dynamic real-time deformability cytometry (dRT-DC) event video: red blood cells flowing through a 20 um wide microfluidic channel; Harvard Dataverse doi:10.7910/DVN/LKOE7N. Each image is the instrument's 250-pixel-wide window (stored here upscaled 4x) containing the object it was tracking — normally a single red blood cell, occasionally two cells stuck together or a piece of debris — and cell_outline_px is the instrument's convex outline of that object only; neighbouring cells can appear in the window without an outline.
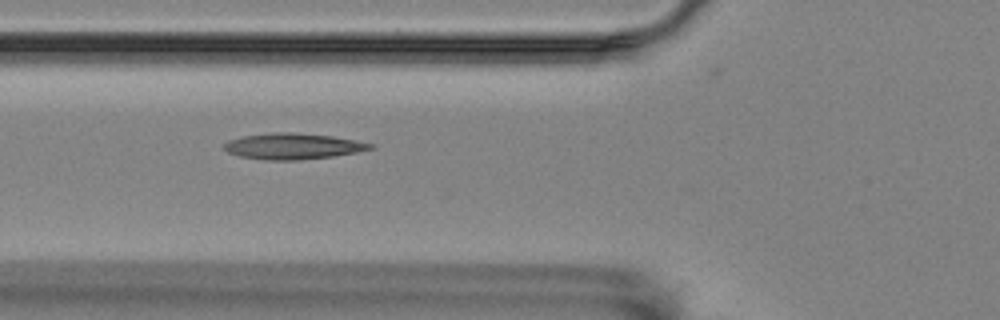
{"species": "Egyptian fruit bat (a non-hibernating species)", "species_latin": "Rousettus aegyptiacus", "temperature_condition": "room temperature", "stored_images_in_passage": 36, "camera_frame_rate_fps": 3000, "um_per_image_px": 0.085, "animal": {"sex": "female"}, "frame": {"image": 1, "passage_image": 3, "time_ms": 0.667, "image_size_px": [1000, 320], "cell_outline_px": [[376, 148], [356, 152], [332, 156], [300, 160], [264, 160], [240, 156], [228, 152], [224, 148], [224, 144], [228, 140], [244, 136], [272, 132], [292, 132], [332, 136], [356, 140], [372, 144]], "centroid_in_image_um": [24.9, 12.43], "position_along_channel_um": 100.9, "area_um2": 22.08}}
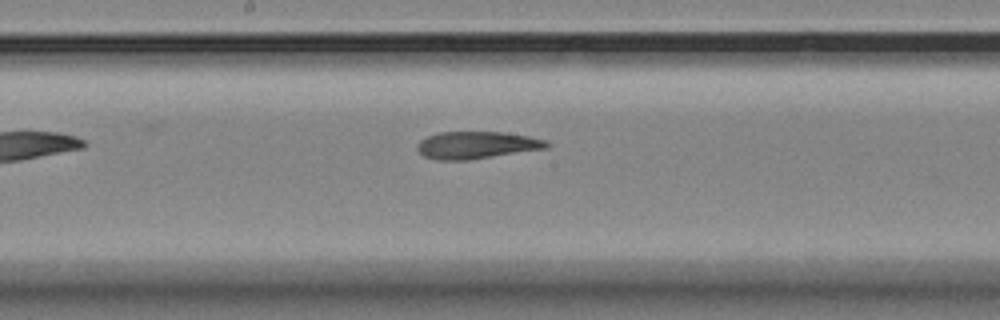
{"frame": {"image": 2, "passage_image": 12, "time_ms": 3.667, "image_size_px": [1000, 320], "cell_outline_px": [[548, 148], [468, 160], [436, 160], [424, 156], [416, 148], [416, 144], [420, 140], [428, 136], [440, 132], [500, 132], [528, 136], [548, 140]], "centroid_in_image_um": [40.49, 12.33], "position_along_channel_um": 207.7, "area_um2": 20.52}}
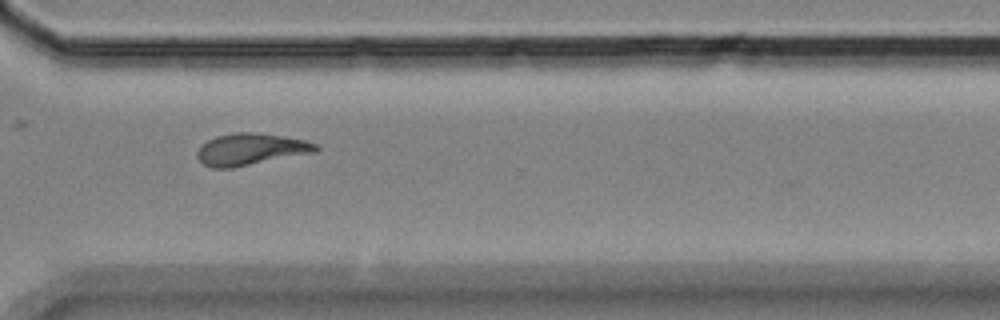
{"frame": {"image": 3, "passage_image": 24, "time_ms": 7.667, "image_size_px": [1000, 320], "cell_outline_px": [[320, 148], [316, 152], [232, 168], [212, 168], [204, 164], [196, 156], [196, 152], [208, 140], [216, 136], [236, 132], [252, 132], [308, 140], [316, 144]], "centroid_in_image_um": [21.33, 12.69], "position_along_channel_um": 349.3, "area_um2": 21.85}}